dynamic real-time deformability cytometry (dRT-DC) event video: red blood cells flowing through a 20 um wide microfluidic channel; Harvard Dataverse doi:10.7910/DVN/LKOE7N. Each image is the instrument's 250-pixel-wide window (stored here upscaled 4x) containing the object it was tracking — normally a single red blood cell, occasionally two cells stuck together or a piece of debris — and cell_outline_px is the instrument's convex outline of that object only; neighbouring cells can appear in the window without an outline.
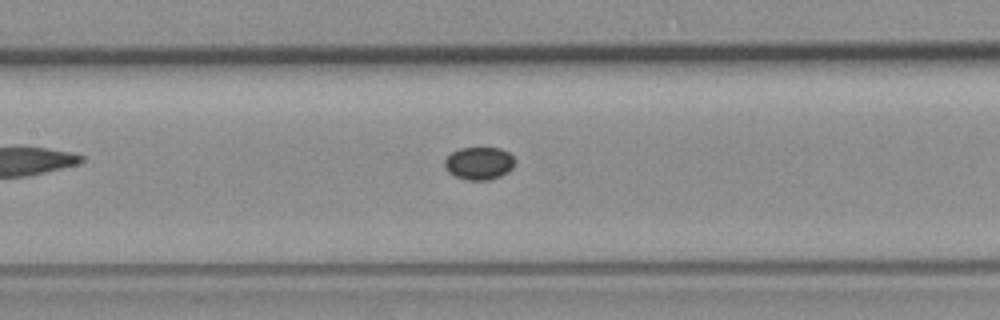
{"species": "common noctule bat (a hibernating species)", "species_latin": "Nyctalus noctula", "temperature_condition": "room temperature", "stored_images_in_passage": 8, "camera_frame_rate_fps": 3000, "um_per_image_px": 0.085, "animal": {"sex": "female", "body_mass_g": 19.3, "forearm_length_mm": 54.1}, "frame": {"image": 1, "passage_image": 8, "time_ms": 13.0, "image_size_px": [1000, 320], "cell_outline_px": [[516, 160], [512, 168], [508, 172], [500, 176], [488, 180], [468, 180], [456, 176], [448, 172], [444, 164], [444, 160], [452, 152], [460, 148], [500, 148], [508, 152]], "centroid_in_image_um": [40.73, 13.88], "position_along_channel_um": 166.7, "area_um2": 13.35}}